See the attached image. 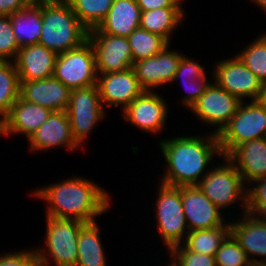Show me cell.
<instances>
[{
    "label": "cell",
    "instance_id": "19",
    "mask_svg": "<svg viewBox=\"0 0 266 266\" xmlns=\"http://www.w3.org/2000/svg\"><path fill=\"white\" fill-rule=\"evenodd\" d=\"M51 113L49 108L29 103L19 97L0 123V135L24 134L28 140Z\"/></svg>",
    "mask_w": 266,
    "mask_h": 266
},
{
    "label": "cell",
    "instance_id": "41",
    "mask_svg": "<svg viewBox=\"0 0 266 266\" xmlns=\"http://www.w3.org/2000/svg\"><path fill=\"white\" fill-rule=\"evenodd\" d=\"M26 6H44L59 0H23Z\"/></svg>",
    "mask_w": 266,
    "mask_h": 266
},
{
    "label": "cell",
    "instance_id": "8",
    "mask_svg": "<svg viewBox=\"0 0 266 266\" xmlns=\"http://www.w3.org/2000/svg\"><path fill=\"white\" fill-rule=\"evenodd\" d=\"M97 76L95 54L89 40L57 55L54 77L71 90L97 85Z\"/></svg>",
    "mask_w": 266,
    "mask_h": 266
},
{
    "label": "cell",
    "instance_id": "9",
    "mask_svg": "<svg viewBox=\"0 0 266 266\" xmlns=\"http://www.w3.org/2000/svg\"><path fill=\"white\" fill-rule=\"evenodd\" d=\"M72 136L80 147L90 135L91 130L105 118L97 85L72 89L67 108Z\"/></svg>",
    "mask_w": 266,
    "mask_h": 266
},
{
    "label": "cell",
    "instance_id": "27",
    "mask_svg": "<svg viewBox=\"0 0 266 266\" xmlns=\"http://www.w3.org/2000/svg\"><path fill=\"white\" fill-rule=\"evenodd\" d=\"M230 234V223L211 229L193 230L187 234L183 245L194 253L215 256L222 242Z\"/></svg>",
    "mask_w": 266,
    "mask_h": 266
},
{
    "label": "cell",
    "instance_id": "40",
    "mask_svg": "<svg viewBox=\"0 0 266 266\" xmlns=\"http://www.w3.org/2000/svg\"><path fill=\"white\" fill-rule=\"evenodd\" d=\"M25 6L23 0H0V15L10 16L22 10Z\"/></svg>",
    "mask_w": 266,
    "mask_h": 266
},
{
    "label": "cell",
    "instance_id": "25",
    "mask_svg": "<svg viewBox=\"0 0 266 266\" xmlns=\"http://www.w3.org/2000/svg\"><path fill=\"white\" fill-rule=\"evenodd\" d=\"M99 230L97 222L86 223L80 229L77 240L78 260L75 266H107Z\"/></svg>",
    "mask_w": 266,
    "mask_h": 266
},
{
    "label": "cell",
    "instance_id": "29",
    "mask_svg": "<svg viewBox=\"0 0 266 266\" xmlns=\"http://www.w3.org/2000/svg\"><path fill=\"white\" fill-rule=\"evenodd\" d=\"M127 38L133 54V62L153 57L170 45L162 36L140 27L135 29Z\"/></svg>",
    "mask_w": 266,
    "mask_h": 266
},
{
    "label": "cell",
    "instance_id": "5",
    "mask_svg": "<svg viewBox=\"0 0 266 266\" xmlns=\"http://www.w3.org/2000/svg\"><path fill=\"white\" fill-rule=\"evenodd\" d=\"M217 136L222 157L242 143L266 137V111L257 100L241 102L236 114Z\"/></svg>",
    "mask_w": 266,
    "mask_h": 266
},
{
    "label": "cell",
    "instance_id": "22",
    "mask_svg": "<svg viewBox=\"0 0 266 266\" xmlns=\"http://www.w3.org/2000/svg\"><path fill=\"white\" fill-rule=\"evenodd\" d=\"M230 234L246 252L250 263L266 260V220L264 217L246 212L242 214L240 220L230 223ZM254 255L262 258L252 257Z\"/></svg>",
    "mask_w": 266,
    "mask_h": 266
},
{
    "label": "cell",
    "instance_id": "7",
    "mask_svg": "<svg viewBox=\"0 0 266 266\" xmlns=\"http://www.w3.org/2000/svg\"><path fill=\"white\" fill-rule=\"evenodd\" d=\"M156 199V218L159 233L168 250L185 241L189 228L183 212L181 186L172 187L159 183Z\"/></svg>",
    "mask_w": 266,
    "mask_h": 266
},
{
    "label": "cell",
    "instance_id": "36",
    "mask_svg": "<svg viewBox=\"0 0 266 266\" xmlns=\"http://www.w3.org/2000/svg\"><path fill=\"white\" fill-rule=\"evenodd\" d=\"M179 78H181L182 81L184 78L187 79L184 81H194L195 79L199 78H207V76L204 67H202L200 63L193 61L183 54L175 73L173 82L178 80Z\"/></svg>",
    "mask_w": 266,
    "mask_h": 266
},
{
    "label": "cell",
    "instance_id": "28",
    "mask_svg": "<svg viewBox=\"0 0 266 266\" xmlns=\"http://www.w3.org/2000/svg\"><path fill=\"white\" fill-rule=\"evenodd\" d=\"M20 97V81L14 61H0V123Z\"/></svg>",
    "mask_w": 266,
    "mask_h": 266
},
{
    "label": "cell",
    "instance_id": "20",
    "mask_svg": "<svg viewBox=\"0 0 266 266\" xmlns=\"http://www.w3.org/2000/svg\"><path fill=\"white\" fill-rule=\"evenodd\" d=\"M57 53L41 44L21 47L14 60L19 81H34L54 76Z\"/></svg>",
    "mask_w": 266,
    "mask_h": 266
},
{
    "label": "cell",
    "instance_id": "39",
    "mask_svg": "<svg viewBox=\"0 0 266 266\" xmlns=\"http://www.w3.org/2000/svg\"><path fill=\"white\" fill-rule=\"evenodd\" d=\"M141 11H149L166 7H182L183 0H136Z\"/></svg>",
    "mask_w": 266,
    "mask_h": 266
},
{
    "label": "cell",
    "instance_id": "43",
    "mask_svg": "<svg viewBox=\"0 0 266 266\" xmlns=\"http://www.w3.org/2000/svg\"><path fill=\"white\" fill-rule=\"evenodd\" d=\"M253 3L257 4L261 10H264L266 12V0H252Z\"/></svg>",
    "mask_w": 266,
    "mask_h": 266
},
{
    "label": "cell",
    "instance_id": "26",
    "mask_svg": "<svg viewBox=\"0 0 266 266\" xmlns=\"http://www.w3.org/2000/svg\"><path fill=\"white\" fill-rule=\"evenodd\" d=\"M13 31L20 47L38 44L41 37V6H25L10 15Z\"/></svg>",
    "mask_w": 266,
    "mask_h": 266
},
{
    "label": "cell",
    "instance_id": "17",
    "mask_svg": "<svg viewBox=\"0 0 266 266\" xmlns=\"http://www.w3.org/2000/svg\"><path fill=\"white\" fill-rule=\"evenodd\" d=\"M31 152L47 151L61 146L69 150H78L72 132L67 111H52L48 119L29 137Z\"/></svg>",
    "mask_w": 266,
    "mask_h": 266
},
{
    "label": "cell",
    "instance_id": "14",
    "mask_svg": "<svg viewBox=\"0 0 266 266\" xmlns=\"http://www.w3.org/2000/svg\"><path fill=\"white\" fill-rule=\"evenodd\" d=\"M169 45L153 57L133 62V70L144 90L172 83L183 54L169 50Z\"/></svg>",
    "mask_w": 266,
    "mask_h": 266
},
{
    "label": "cell",
    "instance_id": "33",
    "mask_svg": "<svg viewBox=\"0 0 266 266\" xmlns=\"http://www.w3.org/2000/svg\"><path fill=\"white\" fill-rule=\"evenodd\" d=\"M169 253L171 261L168 266H216L214 256L194 253L183 244L172 247Z\"/></svg>",
    "mask_w": 266,
    "mask_h": 266
},
{
    "label": "cell",
    "instance_id": "3",
    "mask_svg": "<svg viewBox=\"0 0 266 266\" xmlns=\"http://www.w3.org/2000/svg\"><path fill=\"white\" fill-rule=\"evenodd\" d=\"M41 19L39 44L57 54L77 48L88 40L89 30L66 0L41 6Z\"/></svg>",
    "mask_w": 266,
    "mask_h": 266
},
{
    "label": "cell",
    "instance_id": "1",
    "mask_svg": "<svg viewBox=\"0 0 266 266\" xmlns=\"http://www.w3.org/2000/svg\"><path fill=\"white\" fill-rule=\"evenodd\" d=\"M33 196L48 202L46 216L96 222L110 208L106 190L83 177H72L59 183L36 189Z\"/></svg>",
    "mask_w": 266,
    "mask_h": 266
},
{
    "label": "cell",
    "instance_id": "15",
    "mask_svg": "<svg viewBox=\"0 0 266 266\" xmlns=\"http://www.w3.org/2000/svg\"><path fill=\"white\" fill-rule=\"evenodd\" d=\"M181 197L189 232L216 228L225 224L222 211L197 185L181 186Z\"/></svg>",
    "mask_w": 266,
    "mask_h": 266
},
{
    "label": "cell",
    "instance_id": "4",
    "mask_svg": "<svg viewBox=\"0 0 266 266\" xmlns=\"http://www.w3.org/2000/svg\"><path fill=\"white\" fill-rule=\"evenodd\" d=\"M46 247L37 249L40 266H75L78 260L77 240L80 229L86 224L76 219L46 216ZM48 250V251H47ZM49 254H47V253Z\"/></svg>",
    "mask_w": 266,
    "mask_h": 266
},
{
    "label": "cell",
    "instance_id": "24",
    "mask_svg": "<svg viewBox=\"0 0 266 266\" xmlns=\"http://www.w3.org/2000/svg\"><path fill=\"white\" fill-rule=\"evenodd\" d=\"M182 7H166L149 11H141L139 27L148 32L158 34L169 43L172 33L184 20Z\"/></svg>",
    "mask_w": 266,
    "mask_h": 266
},
{
    "label": "cell",
    "instance_id": "38",
    "mask_svg": "<svg viewBox=\"0 0 266 266\" xmlns=\"http://www.w3.org/2000/svg\"><path fill=\"white\" fill-rule=\"evenodd\" d=\"M184 86L187 89L188 94L183 97L182 105H185L189 110L192 106L197 102V100L205 93L207 87L209 86V82L207 78H199L194 81L183 82Z\"/></svg>",
    "mask_w": 266,
    "mask_h": 266
},
{
    "label": "cell",
    "instance_id": "44",
    "mask_svg": "<svg viewBox=\"0 0 266 266\" xmlns=\"http://www.w3.org/2000/svg\"><path fill=\"white\" fill-rule=\"evenodd\" d=\"M250 266H266V260L265 261H262V260L255 261L253 263H250Z\"/></svg>",
    "mask_w": 266,
    "mask_h": 266
},
{
    "label": "cell",
    "instance_id": "2",
    "mask_svg": "<svg viewBox=\"0 0 266 266\" xmlns=\"http://www.w3.org/2000/svg\"><path fill=\"white\" fill-rule=\"evenodd\" d=\"M159 147L167 163L160 180L162 184L172 187L198 185L206 175L203 174L204 170L209 171L206 168L210 160L215 155L222 157L218 136L213 133L206 137L179 135L171 140L163 139Z\"/></svg>",
    "mask_w": 266,
    "mask_h": 266
},
{
    "label": "cell",
    "instance_id": "6",
    "mask_svg": "<svg viewBox=\"0 0 266 266\" xmlns=\"http://www.w3.org/2000/svg\"><path fill=\"white\" fill-rule=\"evenodd\" d=\"M222 158L225 163L212 167L197 186L220 210L240 200L246 213L248 188L235 165L227 157Z\"/></svg>",
    "mask_w": 266,
    "mask_h": 266
},
{
    "label": "cell",
    "instance_id": "16",
    "mask_svg": "<svg viewBox=\"0 0 266 266\" xmlns=\"http://www.w3.org/2000/svg\"><path fill=\"white\" fill-rule=\"evenodd\" d=\"M97 87L103 107L115 105L121 106L123 110L145 91L140 86L133 68L98 74Z\"/></svg>",
    "mask_w": 266,
    "mask_h": 266
},
{
    "label": "cell",
    "instance_id": "34",
    "mask_svg": "<svg viewBox=\"0 0 266 266\" xmlns=\"http://www.w3.org/2000/svg\"><path fill=\"white\" fill-rule=\"evenodd\" d=\"M20 48L10 16L0 15V61H14Z\"/></svg>",
    "mask_w": 266,
    "mask_h": 266
},
{
    "label": "cell",
    "instance_id": "31",
    "mask_svg": "<svg viewBox=\"0 0 266 266\" xmlns=\"http://www.w3.org/2000/svg\"><path fill=\"white\" fill-rule=\"evenodd\" d=\"M251 45L246 46L237 56L258 77L266 83V33L259 35Z\"/></svg>",
    "mask_w": 266,
    "mask_h": 266
},
{
    "label": "cell",
    "instance_id": "12",
    "mask_svg": "<svg viewBox=\"0 0 266 266\" xmlns=\"http://www.w3.org/2000/svg\"><path fill=\"white\" fill-rule=\"evenodd\" d=\"M97 74L120 72L132 68L133 54L127 37L106 33H89Z\"/></svg>",
    "mask_w": 266,
    "mask_h": 266
},
{
    "label": "cell",
    "instance_id": "32",
    "mask_svg": "<svg viewBox=\"0 0 266 266\" xmlns=\"http://www.w3.org/2000/svg\"><path fill=\"white\" fill-rule=\"evenodd\" d=\"M216 266H250L246 252L229 234L215 253Z\"/></svg>",
    "mask_w": 266,
    "mask_h": 266
},
{
    "label": "cell",
    "instance_id": "42",
    "mask_svg": "<svg viewBox=\"0 0 266 266\" xmlns=\"http://www.w3.org/2000/svg\"><path fill=\"white\" fill-rule=\"evenodd\" d=\"M257 101L266 111V83L263 84L262 90L260 91Z\"/></svg>",
    "mask_w": 266,
    "mask_h": 266
},
{
    "label": "cell",
    "instance_id": "30",
    "mask_svg": "<svg viewBox=\"0 0 266 266\" xmlns=\"http://www.w3.org/2000/svg\"><path fill=\"white\" fill-rule=\"evenodd\" d=\"M80 22L90 31L99 26L114 0H66Z\"/></svg>",
    "mask_w": 266,
    "mask_h": 266
},
{
    "label": "cell",
    "instance_id": "37",
    "mask_svg": "<svg viewBox=\"0 0 266 266\" xmlns=\"http://www.w3.org/2000/svg\"><path fill=\"white\" fill-rule=\"evenodd\" d=\"M0 266H40L36 250H20L4 253L0 257Z\"/></svg>",
    "mask_w": 266,
    "mask_h": 266
},
{
    "label": "cell",
    "instance_id": "18",
    "mask_svg": "<svg viewBox=\"0 0 266 266\" xmlns=\"http://www.w3.org/2000/svg\"><path fill=\"white\" fill-rule=\"evenodd\" d=\"M71 89L54 76L34 81H20V97L32 104L41 105L51 111H66Z\"/></svg>",
    "mask_w": 266,
    "mask_h": 266
},
{
    "label": "cell",
    "instance_id": "13",
    "mask_svg": "<svg viewBox=\"0 0 266 266\" xmlns=\"http://www.w3.org/2000/svg\"><path fill=\"white\" fill-rule=\"evenodd\" d=\"M153 91L145 90L134 99L124 110L123 118L126 122L137 126L144 132L162 133L168 118V108L162 96Z\"/></svg>",
    "mask_w": 266,
    "mask_h": 266
},
{
    "label": "cell",
    "instance_id": "23",
    "mask_svg": "<svg viewBox=\"0 0 266 266\" xmlns=\"http://www.w3.org/2000/svg\"><path fill=\"white\" fill-rule=\"evenodd\" d=\"M141 9L136 0H114L103 21L89 33H106L128 37L139 28Z\"/></svg>",
    "mask_w": 266,
    "mask_h": 266
},
{
    "label": "cell",
    "instance_id": "21",
    "mask_svg": "<svg viewBox=\"0 0 266 266\" xmlns=\"http://www.w3.org/2000/svg\"><path fill=\"white\" fill-rule=\"evenodd\" d=\"M226 157L235 165L247 187L266 177V137L242 143Z\"/></svg>",
    "mask_w": 266,
    "mask_h": 266
},
{
    "label": "cell",
    "instance_id": "11",
    "mask_svg": "<svg viewBox=\"0 0 266 266\" xmlns=\"http://www.w3.org/2000/svg\"><path fill=\"white\" fill-rule=\"evenodd\" d=\"M213 83L209 84L190 111L206 125L217 127L212 133L218 135L236 114L241 101L215 81Z\"/></svg>",
    "mask_w": 266,
    "mask_h": 266
},
{
    "label": "cell",
    "instance_id": "35",
    "mask_svg": "<svg viewBox=\"0 0 266 266\" xmlns=\"http://www.w3.org/2000/svg\"><path fill=\"white\" fill-rule=\"evenodd\" d=\"M255 183V184H254ZM247 190V212L258 217L266 215V177L252 183Z\"/></svg>",
    "mask_w": 266,
    "mask_h": 266
},
{
    "label": "cell",
    "instance_id": "10",
    "mask_svg": "<svg viewBox=\"0 0 266 266\" xmlns=\"http://www.w3.org/2000/svg\"><path fill=\"white\" fill-rule=\"evenodd\" d=\"M214 70L215 82L241 102L244 98L251 101L258 99L263 84L237 55L219 61Z\"/></svg>",
    "mask_w": 266,
    "mask_h": 266
}]
</instances>
